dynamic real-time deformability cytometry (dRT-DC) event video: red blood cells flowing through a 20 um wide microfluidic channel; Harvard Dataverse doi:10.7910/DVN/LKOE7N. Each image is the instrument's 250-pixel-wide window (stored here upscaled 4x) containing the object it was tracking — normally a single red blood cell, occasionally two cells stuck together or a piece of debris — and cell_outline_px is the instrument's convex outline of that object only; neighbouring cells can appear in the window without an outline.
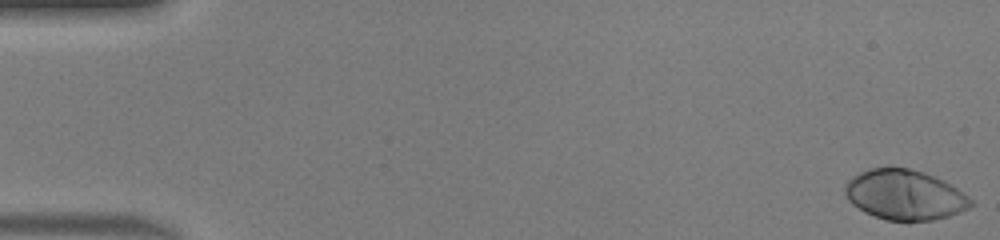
{"species": "human", "species_latin": "Homo sapiens", "temperature_condition": "warm", "stored_images_in_passage": 50, "camera_frame_rate_fps": 3000, "um_per_image_px": 0.085, "donor": {"sex": "male"}, "frame": {"image": 1, "passage_image": 1, "time_ms": 0.0, "image_size_px": [1000, 240], "cell_outline_px": [[976, 204], [960, 212], [948, 216], [932, 220], [888, 220], [864, 212], [852, 204], [848, 200], [844, 192], [844, 188], [848, 180], [852, 176], [868, 168], [888, 164], [908, 168], [924, 172], [944, 180], [968, 196]], "centroid_in_image_um": [76.87, 16.52], "position_along_channel_um": 8.1, "area_um2": 37.17}}
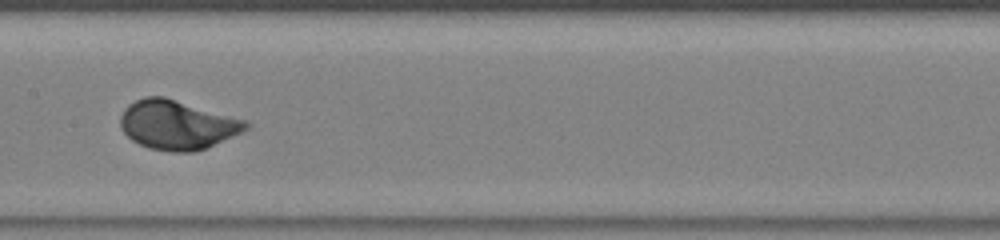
{"frame": {"image": 2, "passage_image": 26, "time_ms": 8.333, "image_size_px": [1000, 240], "cell_outline_px": [[252, 124], [248, 128], [232, 136], [204, 148], [192, 152], [172, 152], [148, 148], [132, 140], [120, 128], [120, 116], [124, 108], [128, 104], [144, 96], [164, 96], [248, 120]], "centroid_in_image_um": [15.05, 10.59], "position_along_channel_um": 192.4, "area_um2": 36.07}}
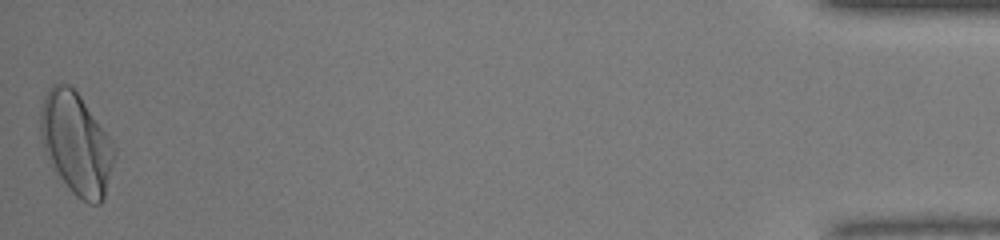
{"frame": {"image": 3, "passage_image": 50, "time_ms": 16.333, "image_size_px": [1000, 240], "cell_outline_px": [[116, 152], [104, 200], [100, 204], [88, 204], [76, 196], [72, 192], [60, 176], [44, 148], [40, 132], [40, 112], [44, 96], [48, 88], [52, 84], [68, 84], [80, 96], [112, 140], [116, 148]], "centroid_in_image_um": [6.51, 12.2], "position_along_channel_um": 428.7, "area_um2": 43.35}, "authors_computed_cell_mechanics": {"area_um2": 35.6048, "velocity_mm_per_s": 4.1294, "shape_relaxation_time_tau1_ms": 2.1824, "shape_relaxation_time_tau2_ms": null, "deformation_change_tau1": 0.1614, "deformation_change_tau2": null}}